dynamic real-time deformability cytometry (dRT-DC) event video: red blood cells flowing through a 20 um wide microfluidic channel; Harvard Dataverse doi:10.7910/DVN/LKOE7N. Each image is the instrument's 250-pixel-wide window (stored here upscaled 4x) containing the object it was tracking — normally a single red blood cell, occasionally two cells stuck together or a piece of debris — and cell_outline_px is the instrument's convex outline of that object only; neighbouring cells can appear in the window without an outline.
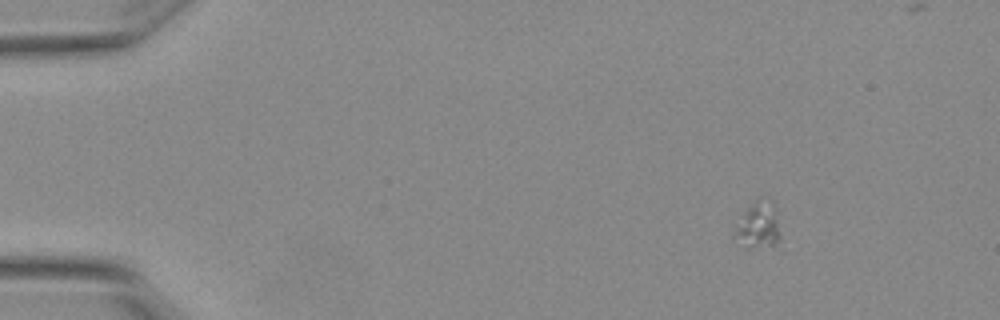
{"species": "Egyptian fruit bat (a non-hibernating species)", "species_latin": "Rousettus aegyptiacus", "temperature_condition": "warm", "stored_images_in_passage": 5, "camera_frame_rate_fps": 3000, "um_per_image_px": 0.085, "animal": {"sex": "female"}, "frame": {"image": 1, "passage_image": 1, "time_ms": 0.0, "image_size_px": [1000, 320], "cell_outline_px": [[784, 252], [780, 252], [744, 248], [732, 236], [744, 212], [756, 200], [776, 208]], "centroid_in_image_um": [64.57, 19.44], "position_along_channel_um": 20.4, "area_um2": 13.24}}